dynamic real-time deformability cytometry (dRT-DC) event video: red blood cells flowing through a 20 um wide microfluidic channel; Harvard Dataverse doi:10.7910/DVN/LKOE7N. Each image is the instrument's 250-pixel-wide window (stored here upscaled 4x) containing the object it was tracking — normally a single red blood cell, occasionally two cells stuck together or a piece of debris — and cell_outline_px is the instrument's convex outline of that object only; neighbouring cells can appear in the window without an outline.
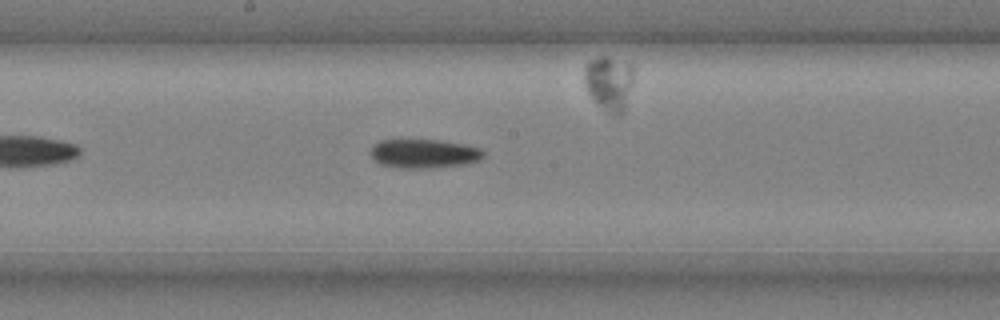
{"species": "common noctule bat (a hibernating species)", "species_latin": "Nyctalus noctula", "temperature_condition": "cold", "stored_images_in_passage": 40, "camera_frame_rate_fps": 3000, "um_per_image_px": 0.085, "animal": {"sex": "male", "body_mass_g": 20.4}, "frame": {"image": 1, "passage_image": 17, "time_ms": 5.333, "image_size_px": [1000, 320], "cell_outline_px": [[484, 156], [480, 160], [468, 164], [432, 168], [396, 168], [380, 164], [372, 156], [372, 144], [380, 140], [440, 140], [464, 144], [480, 148], [484, 152]], "centroid_in_image_um": [36.07, 13.06], "position_along_channel_um": 212.1, "area_um2": 19.19}}
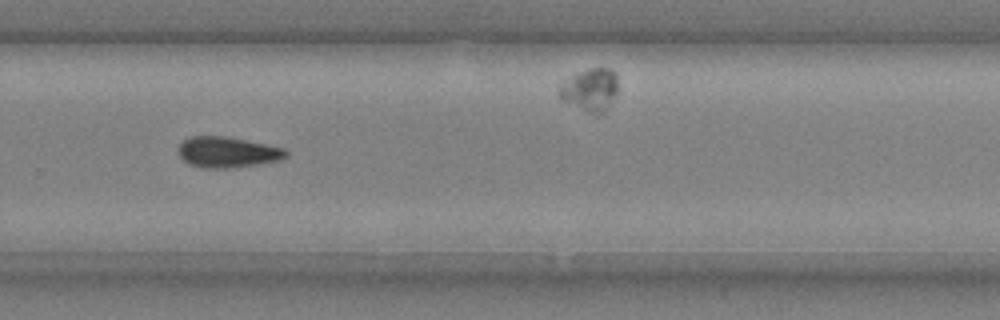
{"frame": {"image": 2, "passage_image": 25, "time_ms": 8.0, "image_size_px": [1000, 320], "cell_outline_px": [[288, 156], [276, 160], [256, 164], [224, 168], [208, 168], [188, 164], [176, 152], [180, 144], [188, 136], [224, 136], [248, 140], [284, 148], [288, 152]], "centroid_in_image_um": [19.29, 12.91], "position_along_channel_um": 310.5, "area_um2": 19.13}}
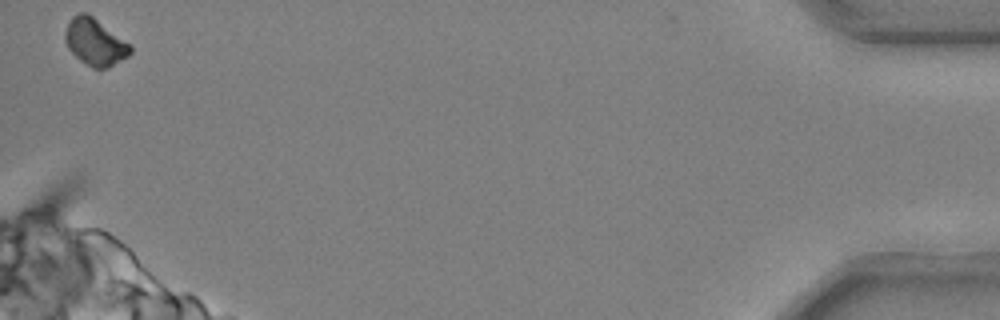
{"frame": {"image": 3, "passage_image": 40, "time_ms": 13.0, "image_size_px": [1000, 320], "cell_outline_px": [[132, 52], [128, 56], [108, 68], [92, 68], [80, 60], [68, 48], [64, 40], [64, 32], [72, 16], [80, 12], [84, 12], [92, 16], [132, 44]], "centroid_in_image_um": [8.09, 3.57], "position_along_channel_um": 427.1, "area_um2": 17.86}, "authors_computed_cell_mechanics": {"area_um2": 19.1318, "velocity_mm_per_s": 3.6909, "shape_relaxation_time_tau1_ms": 5.5777, "shape_relaxation_time_tau2_ms": null, "deformation_change_tau1": 0.1408, "deformation_change_tau2": null}}